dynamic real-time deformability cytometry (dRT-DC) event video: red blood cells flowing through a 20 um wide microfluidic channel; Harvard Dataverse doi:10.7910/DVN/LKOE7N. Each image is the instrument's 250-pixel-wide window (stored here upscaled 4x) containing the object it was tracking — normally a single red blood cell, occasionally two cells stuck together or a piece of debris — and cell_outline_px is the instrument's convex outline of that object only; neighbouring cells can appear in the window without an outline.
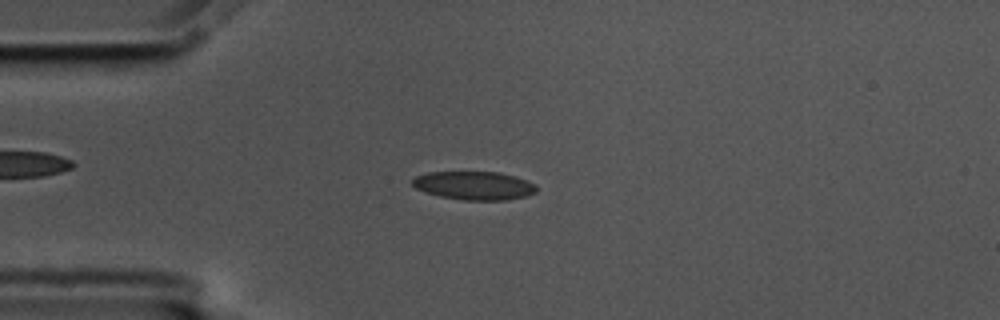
{"species": "common noctule bat (a hibernating species)", "species_latin": "Nyctalus noctula", "temperature_condition": "cold", "stored_images_in_passage": 55, "camera_frame_rate_fps": 3000, "um_per_image_px": 0.085, "animal": {"sex": "male", "body_mass_g": 17.5, "forearm_length_mm": 52.3}, "frame": {"image": 1, "passage_image": 13, "time_ms": 4.0, "image_size_px": [1000, 320], "cell_outline_px": [[536, 192], [528, 196], [504, 200], [464, 200], [440, 196], [416, 188], [412, 184], [412, 180], [416, 176], [428, 172], [500, 172], [516, 176], [536, 184]], "centroid_in_image_um": [40.34, 15.77], "position_along_channel_um": 44.7, "area_um2": 20.52}}
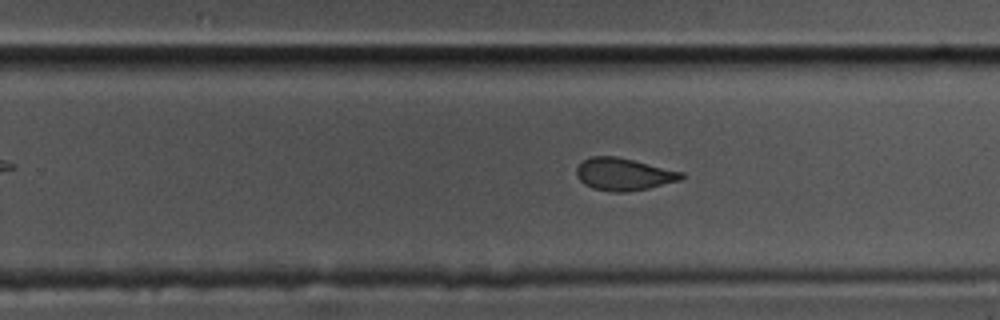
{"frame": {"image": 2, "passage_image": 34, "time_ms": 11.0, "image_size_px": [1000, 320], "cell_outline_px": [[684, 176], [680, 180], [648, 188], [628, 192], [612, 192], [592, 188], [584, 184], [576, 176], [576, 168], [584, 160], [592, 156], [616, 156], [684, 172]], "centroid_in_image_um": [53.0, 14.81], "position_along_channel_um": 276.8, "area_um2": 19.71}}
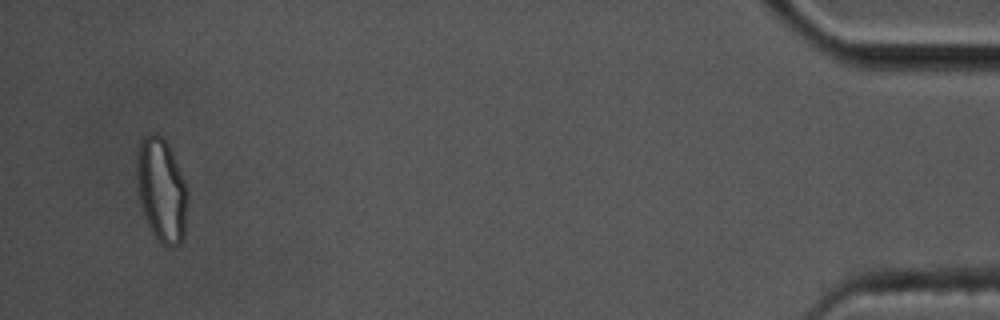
{"frame": {"image": 3, "passage_image": 53, "time_ms": 17.333, "image_size_px": [1000, 320], "cell_outline_px": [[188, 200], [184, 236], [180, 244], [172, 248], [168, 248], [160, 244], [152, 232], [144, 216], [140, 204], [136, 180], [136, 160], [140, 140], [144, 136], [152, 132], [156, 132], [164, 136], [168, 144], [184, 180], [188, 192]], "centroid_in_image_um": [13.72, 16.17], "position_along_channel_um": 421.5, "area_um2": 31.39}, "authors_computed_cell_mechanics": {"area_um2": 20.519, "velocity_mm_per_s": 3.554, "shape_relaxation_time_tau1_ms": 8.205, "shape_relaxation_time_tau2_ms": 1.6995, "deformation_change_tau1": 0.1783, "deformation_change_tau2": 0.0712}}